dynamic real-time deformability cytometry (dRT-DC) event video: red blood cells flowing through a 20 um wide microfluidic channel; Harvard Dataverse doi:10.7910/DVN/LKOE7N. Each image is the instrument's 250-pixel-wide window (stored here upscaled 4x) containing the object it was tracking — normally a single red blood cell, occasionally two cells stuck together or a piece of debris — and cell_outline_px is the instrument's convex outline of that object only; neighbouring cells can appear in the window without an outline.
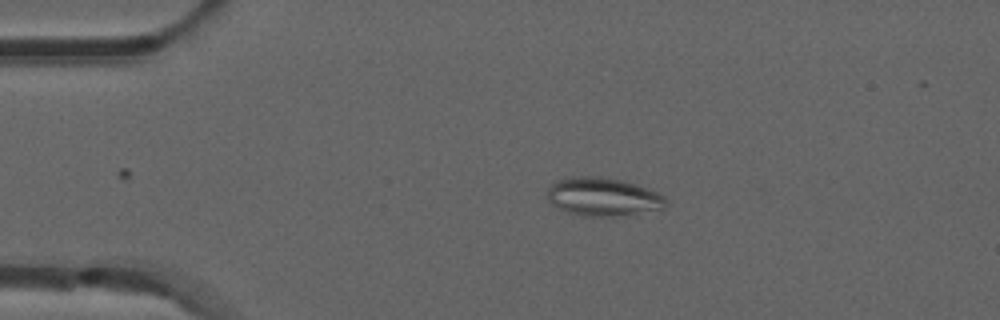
{"species": "common noctule bat (a hibernating species)", "species_latin": "Nyctalus noctula", "temperature_condition": "room temperature", "stored_images_in_passage": 46, "camera_frame_rate_fps": 3000, "um_per_image_px": 0.085, "animal": {"sex": "male", "forearm_length_mm": 52.5}, "frame": {"image": 1, "passage_image": 3, "time_ms": 0.667, "image_size_px": [1000, 320], "cell_outline_px": [[668, 204], [664, 208], [616, 216], [580, 216], [564, 212], [552, 204], [544, 196], [548, 188], [556, 180], [564, 176], [600, 176], [624, 180], [648, 188], [664, 196]], "centroid_in_image_um": [51.18, 16.71], "position_along_channel_um": 33.8, "area_um2": 26.99}}
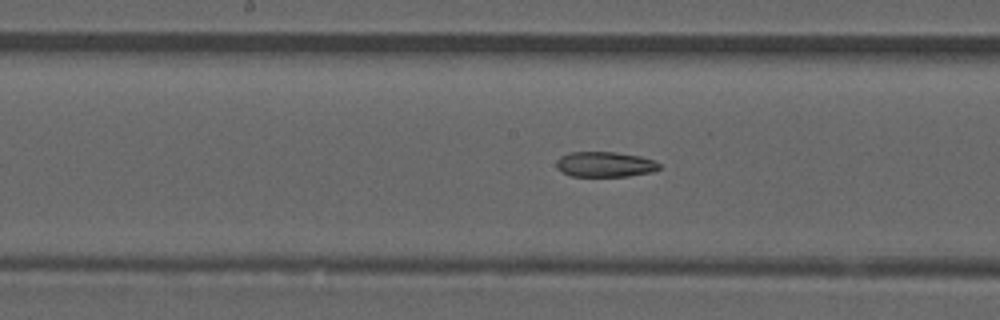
{"frame": {"image": 2, "passage_image": 19, "time_ms": 6.0, "image_size_px": [1000, 320], "cell_outline_px": [[660, 168], [652, 172], [628, 176], [572, 176], [556, 168], [556, 160], [560, 156], [568, 152], [616, 152], [640, 156], [652, 160], [660, 164]], "centroid_in_image_um": [51.4, 13.96], "position_along_channel_um": 196.8, "area_um2": 15.14}}
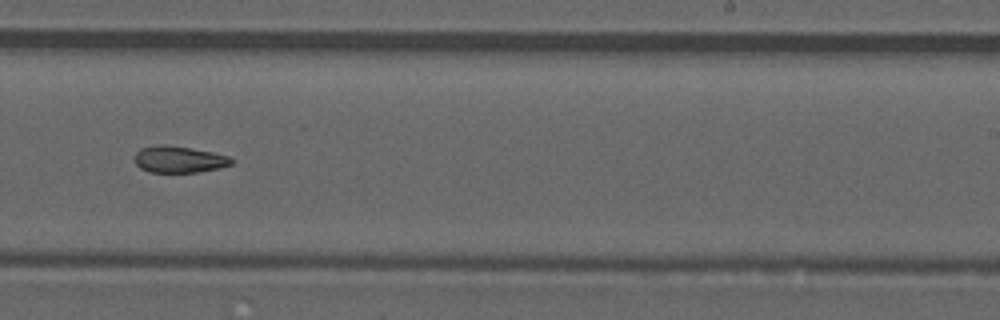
{"frame": {"image": 3, "passage_image": 25, "time_ms": 8.0, "image_size_px": [1000, 320], "cell_outline_px": [[232, 164], [220, 168], [200, 172], [148, 172], [140, 168], [136, 164], [136, 152], [140, 148], [160, 144], [164, 144], [212, 152], [228, 156], [232, 160]], "centroid_in_image_um": [15.2, 13.55], "position_along_channel_um": 273.8, "area_um2": 14.91}}